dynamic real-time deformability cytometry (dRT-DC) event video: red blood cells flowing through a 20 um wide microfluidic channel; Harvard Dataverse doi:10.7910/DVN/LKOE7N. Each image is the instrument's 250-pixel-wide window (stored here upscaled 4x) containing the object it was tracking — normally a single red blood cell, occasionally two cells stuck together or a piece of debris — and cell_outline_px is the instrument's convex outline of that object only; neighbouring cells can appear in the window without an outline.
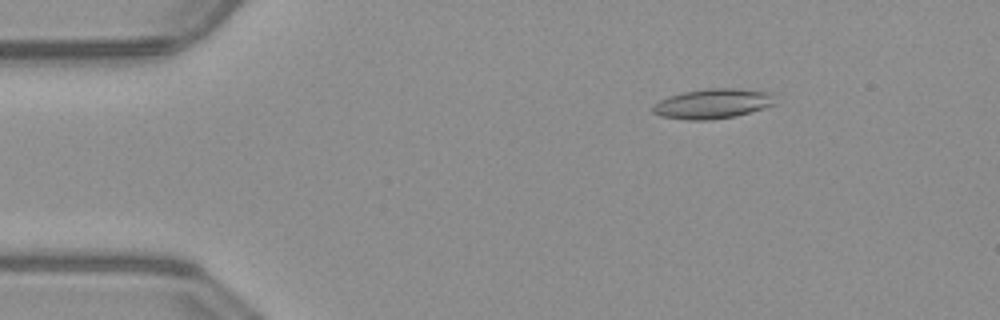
{"species": "common noctule bat (a hibernating species)", "species_latin": "Nyctalus noctula", "temperature_condition": "warm", "stored_images_in_passage": 51, "camera_frame_rate_fps": 3000, "um_per_image_px": 0.085, "animal": {"sex": "male", "body_mass_g": 23.1, "forearm_length_mm": 52.7}, "frame": {"image": 1, "passage_image": 8, "time_ms": 2.333, "image_size_px": [1000, 320], "cell_outline_px": [[776, 104], [764, 108], [736, 116], [712, 120], [688, 120], [660, 116], [652, 112], [652, 108], [660, 100], [668, 96], [684, 92], [708, 88], [732, 88], [776, 92]], "centroid_in_image_um": [60.65, 8.81], "position_along_channel_um": 24.3, "area_um2": 21.56}}
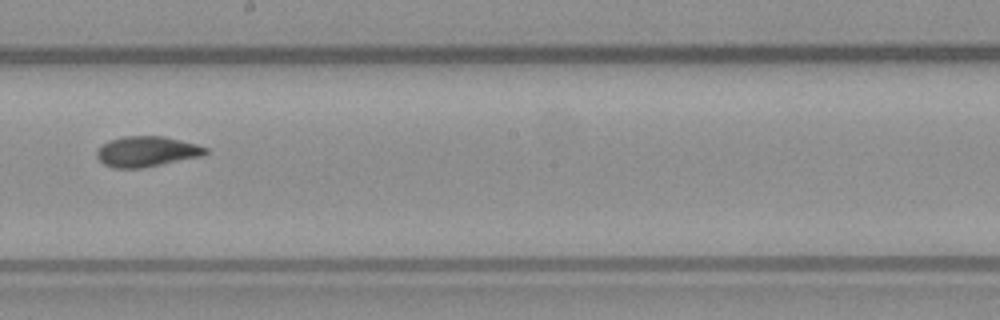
{"frame": {"image": 2, "passage_image": 29, "time_ms": 9.333, "image_size_px": [1000, 320], "cell_outline_px": [[208, 152], [200, 156], [144, 168], [112, 168], [104, 164], [96, 156], [96, 152], [108, 140], [124, 136], [164, 136], [196, 144], [208, 148]], "centroid_in_image_um": [12.45, 12.88], "position_along_channel_um": 235.7, "area_um2": 19.19}}
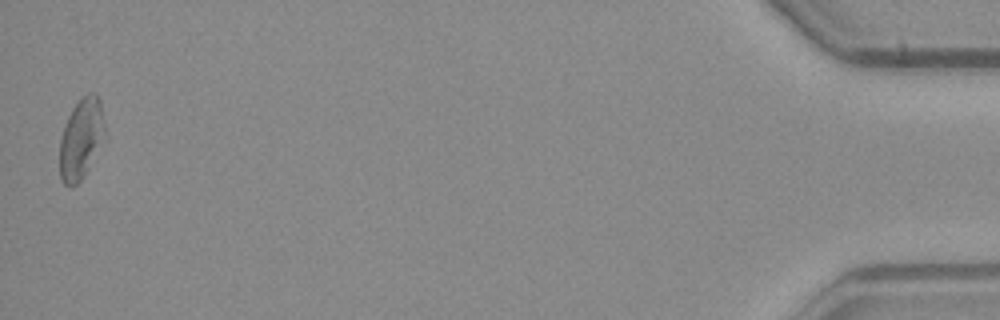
{"frame": {"image": 3, "passage_image": 51, "time_ms": 16.667, "image_size_px": [1000, 320], "cell_outline_px": [[104, 140], [84, 176], [76, 184], [68, 188], [60, 180], [60, 140], [68, 116], [72, 108], [80, 96], [88, 92], [96, 92], [100, 100], [104, 120]], "centroid_in_image_um": [6.9, 11.77], "position_along_channel_um": 428.3, "area_um2": 21.39}, "authors_computed_cell_mechanics": {"area_um2": 19.8254, "velocity_mm_per_s": 4.0088, "shape_relaxation_time_tau1_ms": null, "shape_relaxation_time_tau2_ms": 3.2488, "deformation_change_tau1": null, "deformation_change_tau2": 0.0938}}